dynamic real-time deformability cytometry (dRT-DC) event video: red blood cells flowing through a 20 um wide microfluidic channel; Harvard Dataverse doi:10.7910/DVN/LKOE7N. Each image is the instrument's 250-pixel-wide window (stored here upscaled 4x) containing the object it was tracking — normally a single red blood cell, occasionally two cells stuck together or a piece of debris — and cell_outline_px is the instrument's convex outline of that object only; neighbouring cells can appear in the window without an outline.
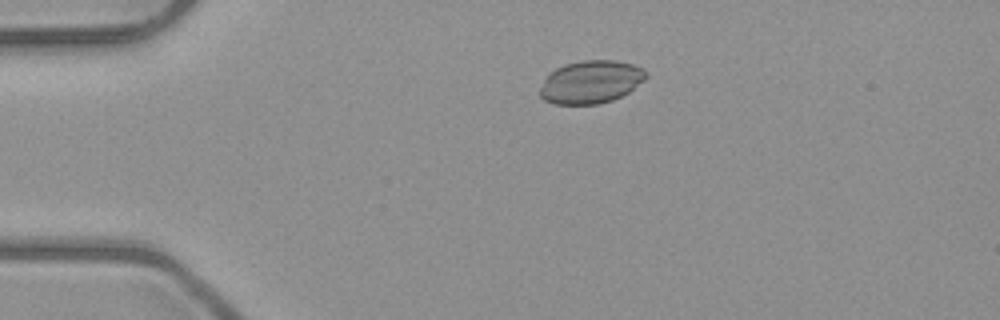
{"species": "common noctule bat (a hibernating species)", "species_latin": "Nyctalus noctula", "temperature_condition": "room temperature", "stored_images_in_passage": 3, "camera_frame_rate_fps": 3000, "um_per_image_px": 0.085, "animal": {"sex": "male", "body_mass_g": 23.1, "forearm_length_mm": 52.7}, "frame": {"image": 1, "passage_image": 2, "time_ms": 1.0, "image_size_px": [1000, 320], "cell_outline_px": [[648, 76], [644, 80], [628, 92], [612, 100], [596, 104], [556, 104], [544, 100], [540, 96], [540, 88], [548, 72], [564, 64], [580, 60], [616, 60], [632, 64], [644, 68], [648, 72]], "centroid_in_image_um": [50.22, 6.95], "position_along_channel_um": 34.8, "area_um2": 26.65}}